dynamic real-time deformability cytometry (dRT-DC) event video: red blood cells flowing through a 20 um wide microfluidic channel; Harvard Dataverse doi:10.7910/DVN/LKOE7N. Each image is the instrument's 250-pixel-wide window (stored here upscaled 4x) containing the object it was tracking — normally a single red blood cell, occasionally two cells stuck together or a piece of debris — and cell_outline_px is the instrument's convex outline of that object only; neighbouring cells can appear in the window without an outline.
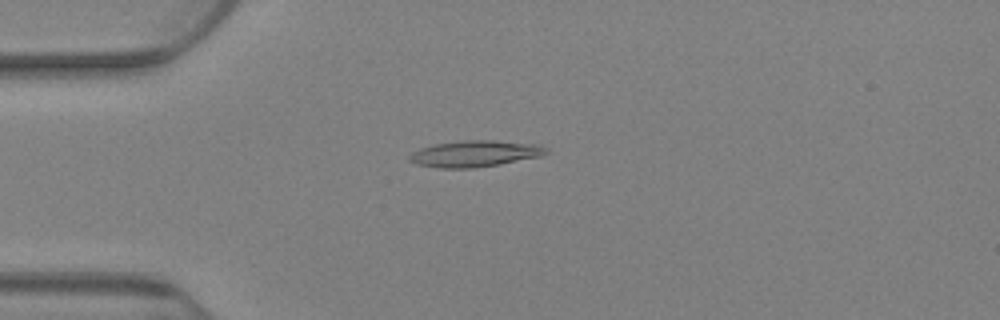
{"species": "Egyptian fruit bat (a non-hibernating species)", "species_latin": "Rousettus aegyptiacus", "temperature_condition": "warm", "stored_images_in_passage": 62, "camera_frame_rate_fps": 3000, "um_per_image_px": 0.085, "animal": {"sex": "female"}, "frame": {"image": 1, "passage_image": 4, "time_ms": 1.0, "image_size_px": [1000, 320], "cell_outline_px": [[548, 152], [540, 156], [500, 164], [472, 168], [440, 168], [416, 164], [408, 160], [408, 156], [412, 152], [420, 148], [432, 144], [464, 140], [492, 140], [536, 144], [544, 148]], "centroid_in_image_um": [40.29, 13.06], "position_along_channel_um": 44.7, "area_um2": 20.87}}
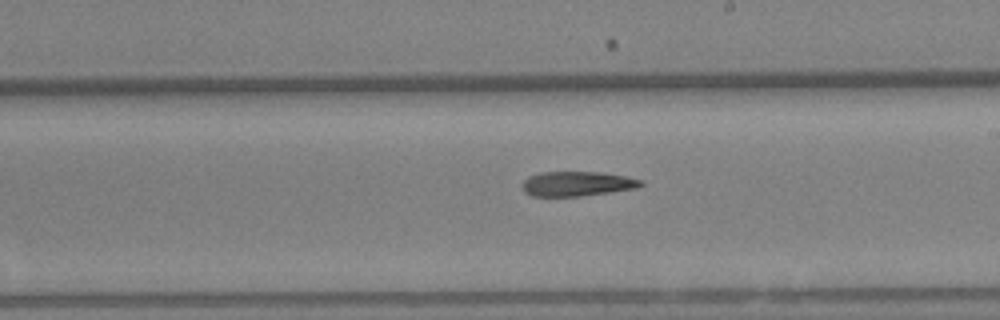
{"frame": {"image": 2, "passage_image": 29, "time_ms": 9.333, "image_size_px": [1000, 320], "cell_outline_px": [[644, 184], [636, 188], [580, 196], [532, 196], [524, 192], [520, 184], [528, 176], [540, 172], [600, 172], [624, 176], [644, 180]], "centroid_in_image_um": [49.01, 15.61], "position_along_channel_um": 240.0, "area_um2": 17.11}}
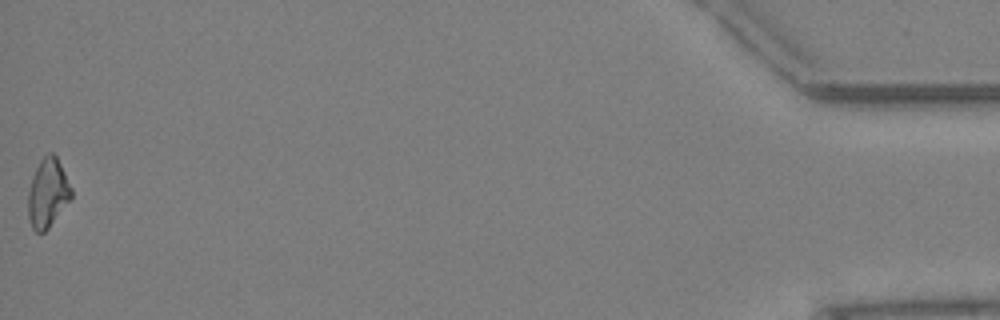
{"frame": {"image": 3, "passage_image": 62, "time_ms": 20.333, "image_size_px": [1000, 320], "cell_outline_px": [[72, 196], [48, 228], [44, 232], [36, 232], [32, 228], [28, 216], [28, 192], [32, 176], [40, 160], [48, 152], [52, 152], [56, 156], [72, 188]], "centroid_in_image_um": [4.04, 16.4], "position_along_channel_um": 431.2, "area_um2": 17.11}}